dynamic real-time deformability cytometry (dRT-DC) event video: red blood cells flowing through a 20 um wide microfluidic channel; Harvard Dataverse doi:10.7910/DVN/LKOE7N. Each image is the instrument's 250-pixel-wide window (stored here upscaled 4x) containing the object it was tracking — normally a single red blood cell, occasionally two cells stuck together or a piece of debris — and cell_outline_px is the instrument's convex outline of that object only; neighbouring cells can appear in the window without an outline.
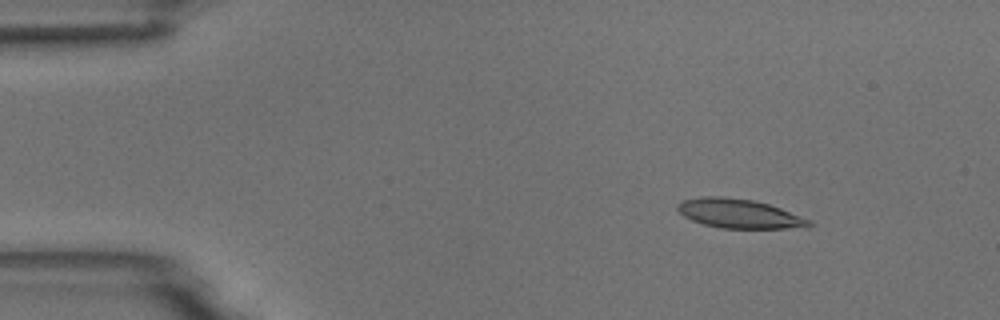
{"species": "common noctule bat (a hibernating species)", "species_latin": "Nyctalus noctula", "temperature_condition": "room temperature", "stored_images_in_passage": 3, "camera_frame_rate_fps": 3000, "um_per_image_px": 0.085, "animal": {"sex": "male", "body_mass_g": 18.8}, "frame": {"image": 1, "passage_image": 1, "time_ms": 0.0, "image_size_px": [1000, 320], "cell_outline_px": [[812, 224], [784, 228], [720, 228], [704, 224], [692, 220], [684, 216], [676, 208], [676, 204], [684, 200], [700, 196], [720, 196], [752, 200], [768, 204], [780, 208], [812, 220]], "centroid_in_image_um": [62.76, 18.14], "position_along_channel_um": 22.2, "area_um2": 22.02}}
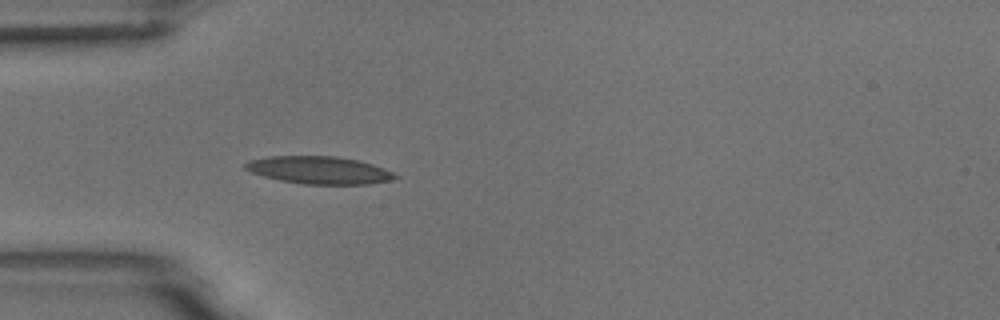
{"frame": {"image": 2, "passage_image": 3, "time_ms": 3.0, "image_size_px": [1000, 320], "cell_outline_px": [[400, 176], [388, 180], [368, 184], [304, 184], [280, 180], [264, 176], [252, 172], [244, 168], [244, 164], [248, 160], [268, 156], [336, 156], [356, 160], [372, 164], [384, 168]], "centroid_in_image_um": [27.1, 14.45], "position_along_channel_um": 57.9, "area_um2": 23.87}}